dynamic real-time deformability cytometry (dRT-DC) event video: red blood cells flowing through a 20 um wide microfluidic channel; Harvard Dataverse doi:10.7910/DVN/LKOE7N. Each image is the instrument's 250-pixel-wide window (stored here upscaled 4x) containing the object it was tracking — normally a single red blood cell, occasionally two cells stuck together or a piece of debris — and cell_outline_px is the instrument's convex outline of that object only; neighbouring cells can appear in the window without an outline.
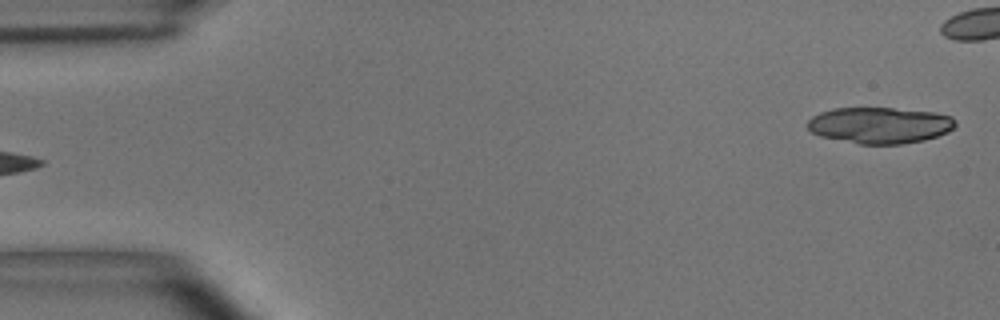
{"species": "common noctule bat (a hibernating species)", "species_latin": "Nyctalus noctula", "temperature_condition": "room temperature", "stored_images_in_passage": 4, "segment_of_instrument_passage": [2, 2], "camera_frame_rate_fps": 3000, "um_per_image_px": 0.085, "animal": {"sex": "male", "body_mass_g": 15.6}, "frame": {"image": 1, "passage_image": 4, "time_ms": 1.0, "image_size_px": [1000, 320], "cell_outline_px": [[956, 124], [948, 132], [924, 140], [900, 144], [860, 144], [820, 136], [812, 132], [808, 128], [808, 120], [812, 116], [820, 112], [832, 108], [892, 108], [932, 112], [952, 116], [956, 120]], "centroid_in_image_um": [74.77, 10.64], "position_along_channel_um": 10.2, "area_um2": 31.15}}